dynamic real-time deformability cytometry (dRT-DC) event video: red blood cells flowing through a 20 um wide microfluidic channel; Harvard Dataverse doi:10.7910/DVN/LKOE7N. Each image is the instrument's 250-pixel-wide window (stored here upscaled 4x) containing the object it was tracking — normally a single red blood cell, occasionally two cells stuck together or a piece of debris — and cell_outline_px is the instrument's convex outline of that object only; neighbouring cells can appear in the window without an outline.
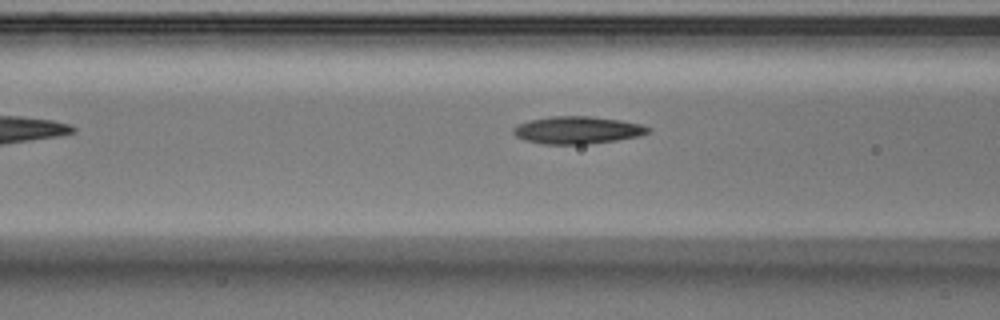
{"species": "Egyptian fruit bat (a non-hibernating species)", "species_latin": "Rousettus aegyptiacus", "temperature_condition": "warm", "stored_images_in_passage": 8, "camera_frame_rate_fps": 3000, "um_per_image_px": 0.085, "animal": {"sex": "male"}, "frame": {"image": 1, "passage_image": 6, "time_ms": 1.667, "image_size_px": [1000, 320], "cell_outline_px": [[652, 128], [648, 132], [640, 136], [616, 140], [588, 144], [544, 144], [524, 140], [516, 136], [512, 132], [512, 128], [528, 120], [552, 116], [588, 116], [620, 120], [640, 124]], "centroid_in_image_um": [49.06, 11.06], "position_along_channel_um": 117.5, "area_um2": 21.5}}